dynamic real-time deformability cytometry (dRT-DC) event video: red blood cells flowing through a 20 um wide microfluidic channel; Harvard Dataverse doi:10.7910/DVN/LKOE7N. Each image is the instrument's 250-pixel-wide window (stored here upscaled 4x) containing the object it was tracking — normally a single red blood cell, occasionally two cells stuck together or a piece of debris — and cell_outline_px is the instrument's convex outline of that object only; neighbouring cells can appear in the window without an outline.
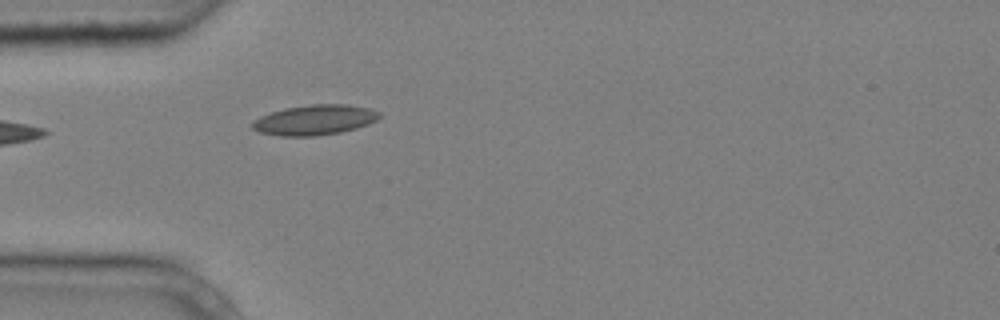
{"species": "common noctule bat (a hibernating species)", "species_latin": "Nyctalus noctula", "temperature_condition": "cold", "stored_images_in_passage": 4, "camera_frame_rate_fps": 3000, "um_per_image_px": 0.085, "animal": {"sex": "male", "body_mass_g": 20.4}, "frame": {"image": 1, "passage_image": 4, "time_ms": 1.0, "image_size_px": [1000, 320], "cell_outline_px": [[380, 116], [376, 120], [368, 124], [356, 128], [340, 132], [316, 136], [280, 136], [260, 132], [252, 128], [252, 120], [260, 116], [284, 108], [312, 104], [348, 104], [368, 108], [380, 112]], "centroid_in_image_um": [26.73, 10.19], "position_along_channel_um": 58.3, "area_um2": 22.31}}